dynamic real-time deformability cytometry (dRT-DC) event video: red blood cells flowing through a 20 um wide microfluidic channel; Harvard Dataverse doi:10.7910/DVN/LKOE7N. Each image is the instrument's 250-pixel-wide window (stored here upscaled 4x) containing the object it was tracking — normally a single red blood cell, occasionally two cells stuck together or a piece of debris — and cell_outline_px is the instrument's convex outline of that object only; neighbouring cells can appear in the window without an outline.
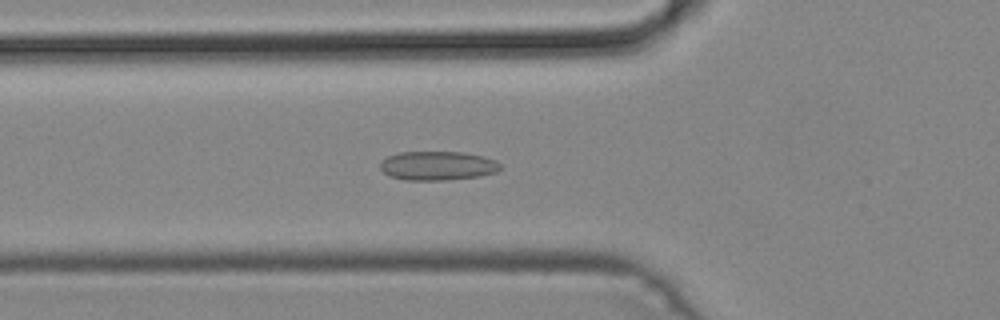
{"species": "common noctule bat (a hibernating species)", "species_latin": "Nyctalus noctula", "temperature_condition": "cold", "stored_images_in_passage": 34, "camera_frame_rate_fps": 3000, "um_per_image_px": 0.085, "animal": {"sex": "male", "body_mass_g": 19.2, "forearm_length_mm": 51.8}, "frame": {"image": 1, "passage_image": 3, "time_ms": 0.667, "image_size_px": [1000, 320], "cell_outline_px": [[500, 168], [496, 172], [480, 176], [444, 180], [404, 180], [388, 176], [380, 168], [380, 160], [388, 156], [400, 152], [460, 152], [484, 156], [496, 160], [500, 164]], "centroid_in_image_um": [37.17, 14.09], "position_along_channel_um": 88.6, "area_um2": 20.4}}
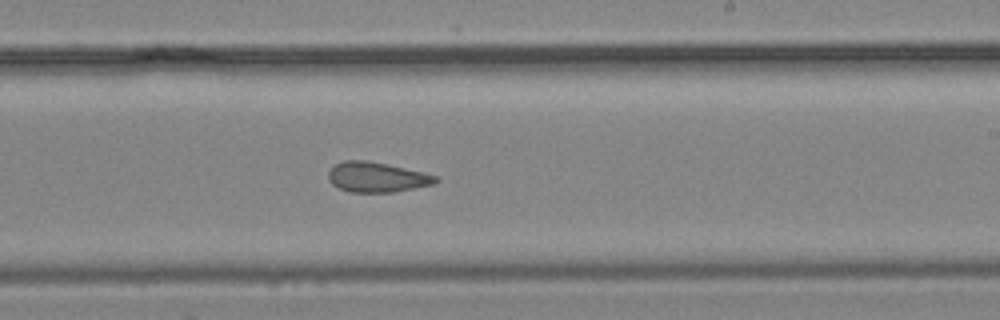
{"frame": {"image": 2, "passage_image": 15, "time_ms": 4.667, "image_size_px": [1000, 320], "cell_outline_px": [[440, 180], [432, 184], [392, 192], [352, 192], [340, 188], [332, 184], [328, 180], [328, 172], [336, 164], [344, 160], [364, 160], [388, 164], [424, 172], [436, 176]], "centroid_in_image_um": [32.02, 15.05], "position_along_channel_um": 257.0, "area_um2": 18.61}}
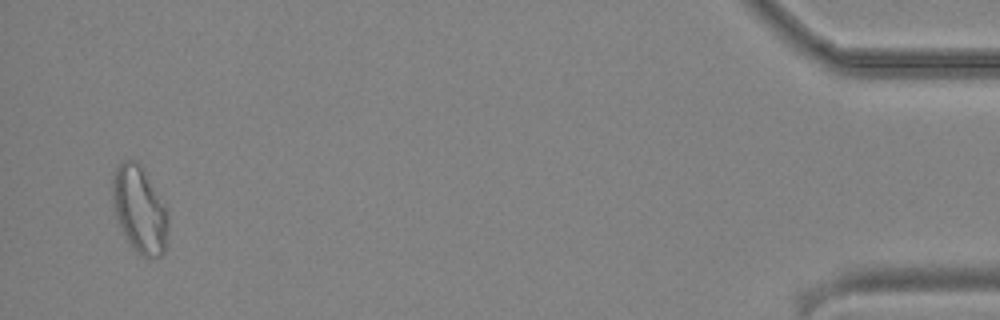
{"frame": {"image": 3, "passage_image": 33, "time_ms": 10.667, "image_size_px": [1000, 320], "cell_outline_px": [[168, 224], [164, 252], [160, 256], [144, 256], [124, 236], [116, 216], [112, 204], [112, 176], [116, 168], [124, 160], [132, 160], [140, 164], [144, 168], [168, 212]], "centroid_in_image_um": [11.85, 17.76], "position_along_channel_um": 423.3, "area_um2": 27.69}}